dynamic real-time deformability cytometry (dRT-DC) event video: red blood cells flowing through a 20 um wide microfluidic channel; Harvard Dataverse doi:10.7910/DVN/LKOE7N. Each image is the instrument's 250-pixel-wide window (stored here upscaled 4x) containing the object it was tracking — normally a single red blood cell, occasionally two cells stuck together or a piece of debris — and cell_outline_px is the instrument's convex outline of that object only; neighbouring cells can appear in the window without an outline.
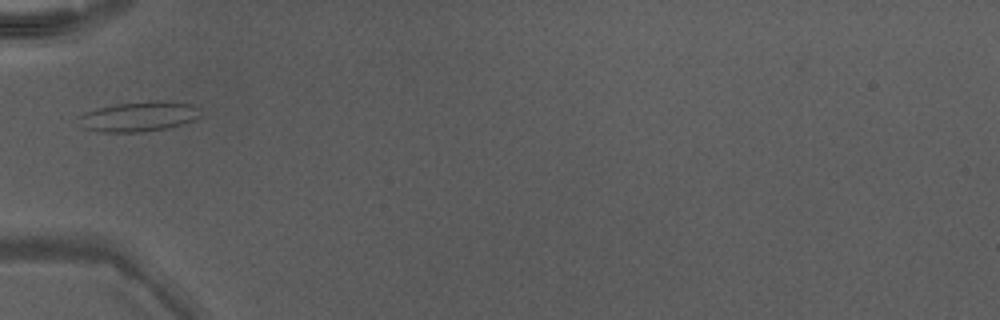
{"species": "Egyptian fruit bat (a non-hibernating species)", "species_latin": "Rousettus aegyptiacus", "temperature_condition": "warm", "stored_images_in_passage": 19, "camera_frame_rate_fps": 3000, "um_per_image_px": 0.085, "animal": {"sex": "male"}, "frame": {"image": 1, "passage_image": 1, "time_ms": 0.0, "image_size_px": [1000, 320], "cell_outline_px": [[200, 116], [192, 120], [180, 124], [164, 128], [140, 132], [104, 132], [84, 128], [80, 116], [84, 112], [116, 104], [156, 100], [164, 100], [192, 104], [200, 108]], "centroid_in_image_um": [11.85, 9.88], "position_along_channel_um": 73.1, "area_um2": 20.87}}